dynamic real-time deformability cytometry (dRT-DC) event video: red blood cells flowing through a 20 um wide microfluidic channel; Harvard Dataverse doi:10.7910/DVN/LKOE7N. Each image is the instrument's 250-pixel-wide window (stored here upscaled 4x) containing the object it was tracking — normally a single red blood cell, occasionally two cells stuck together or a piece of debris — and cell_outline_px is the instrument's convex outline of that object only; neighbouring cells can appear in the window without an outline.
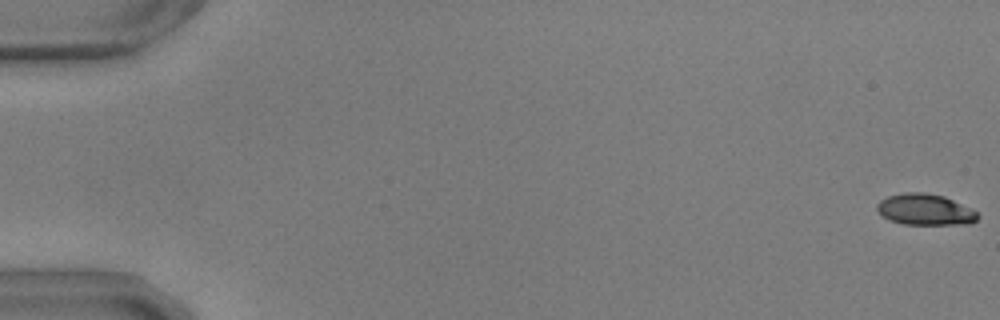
{"species": "common noctule bat (a hibernating species)", "species_latin": "Nyctalus noctula", "temperature_condition": "warm", "stored_images_in_passage": 56, "camera_frame_rate_fps": 3000, "um_per_image_px": 0.085, "animal": {"sex": "male", "body_mass_g": 17.9, "forearm_length_mm": 54.2}, "frame": {"image": 1, "passage_image": 1, "time_ms": 0.0, "image_size_px": [1000, 320], "cell_outline_px": [[980, 216], [976, 220], [968, 224], [904, 224], [888, 220], [876, 208], [876, 204], [880, 200], [888, 196], [904, 192], [924, 192], [944, 196], [972, 208]], "centroid_in_image_um": [78.64, 17.8], "position_along_channel_um": 6.4, "area_um2": 18.32}}
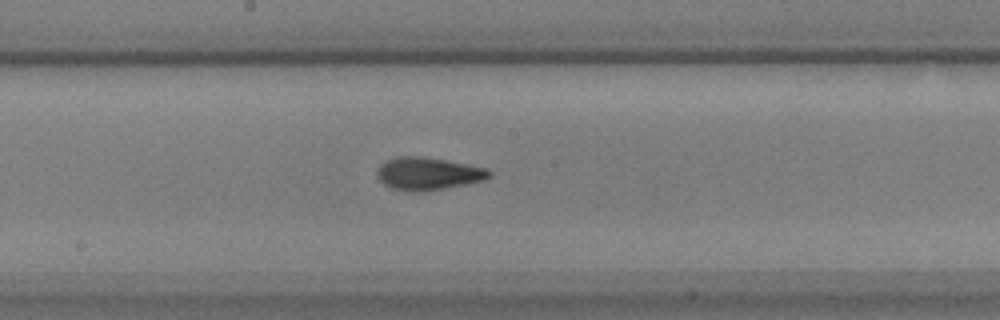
{"frame": {"image": 2, "passage_image": 31, "time_ms": 10.0, "image_size_px": [1000, 320], "cell_outline_px": [[492, 176], [484, 180], [468, 184], [420, 192], [412, 192], [392, 188], [384, 184], [376, 176], [376, 172], [380, 164], [388, 160], [400, 156], [420, 156], [468, 164], [488, 168], [492, 172]], "centroid_in_image_um": [36.41, 14.76], "position_along_channel_um": 211.8, "area_um2": 21.39}}
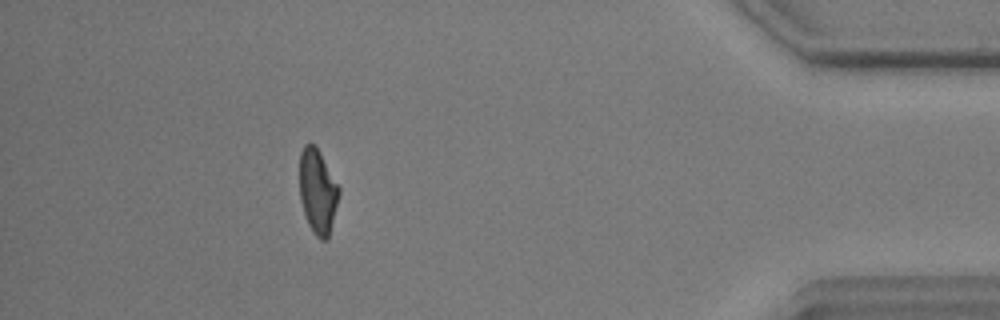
{"frame": {"image": 3, "passage_image": 51, "time_ms": 16.667, "image_size_px": [1000, 320], "cell_outline_px": [[340, 192], [328, 240], [320, 240], [312, 232], [308, 224], [300, 200], [300, 152], [304, 144], [312, 144], [320, 152], [340, 188]], "centroid_in_image_um": [27.0, 16.29], "position_along_channel_um": 408.2, "area_um2": 19.36}, "authors_computed_cell_mechanics": {"area_um2": 19.7098, "velocity_mm_per_s": 3.6603, "shape_relaxation_time_tau1_ms": 3.2429, "shape_relaxation_time_tau2_ms": 1.7169, "deformation_change_tau1": 0.161, "deformation_change_tau2": 0.0887}}